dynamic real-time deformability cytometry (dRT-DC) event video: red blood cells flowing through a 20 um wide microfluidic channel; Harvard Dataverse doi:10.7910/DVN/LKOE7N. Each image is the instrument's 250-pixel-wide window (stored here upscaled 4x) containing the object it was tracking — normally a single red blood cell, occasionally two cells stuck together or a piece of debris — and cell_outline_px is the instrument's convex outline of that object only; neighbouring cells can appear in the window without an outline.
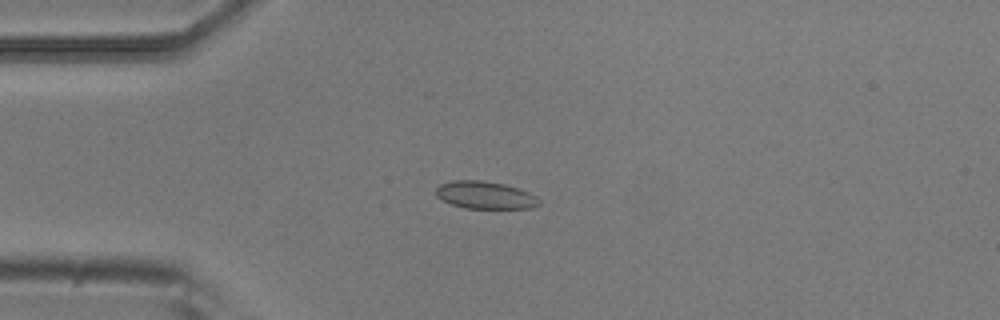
{"species": "common noctule bat (a hibernating species)", "species_latin": "Nyctalus noctula", "temperature_condition": "room temperature", "stored_images_in_passage": 5, "camera_frame_rate_fps": 3000, "um_per_image_px": 0.085, "animal": {"sex": "male", "body_mass_g": 20.5, "forearm_length_mm": 52.5}, "frame": {"image": 1, "passage_image": 3, "time_ms": 0.667, "image_size_px": [1000, 320], "cell_outline_px": [[540, 204], [532, 208], [464, 208], [452, 204], [436, 196], [436, 188], [440, 184], [452, 180], [480, 180], [504, 184], [520, 188], [536, 196], [540, 200]], "centroid_in_image_um": [41.25, 16.58], "position_along_channel_um": 43.7, "area_um2": 16.53}}
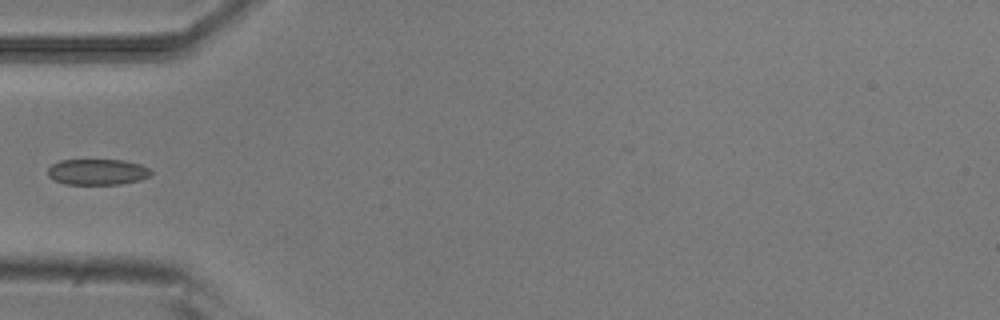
{"frame": {"image": 2, "passage_image": 4, "time_ms": 1.0, "image_size_px": [1000, 320], "cell_outline_px": [[152, 172], [148, 176], [140, 180], [120, 184], [64, 184], [48, 176], [48, 168], [52, 164], [60, 160], [124, 160], [140, 164], [148, 168]], "centroid_in_image_um": [8.27, 14.61], "position_along_channel_um": 76.7, "area_um2": 15.49}}
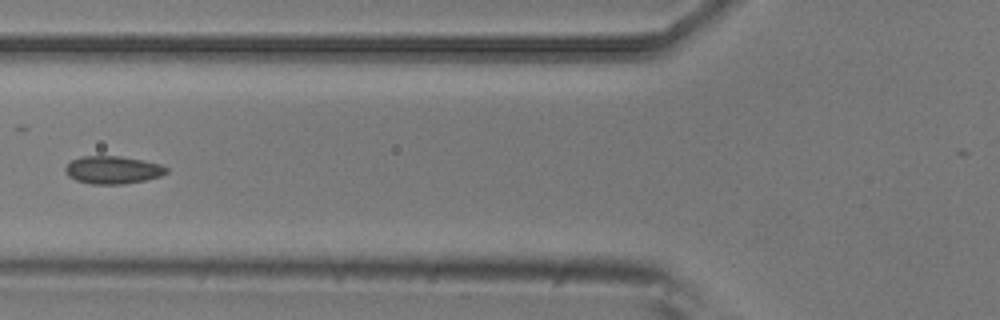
{"frame": {"image": 3, "passage_image": 5, "time_ms": 1.333, "image_size_px": [1000, 320], "cell_outline_px": [[168, 172], [160, 176], [144, 180], [124, 184], [92, 184], [76, 180], [68, 176], [64, 168], [72, 160], [80, 156], [120, 156], [160, 164], [168, 168]], "centroid_in_image_um": [9.57, 14.44], "position_along_channel_um": 116.2, "area_um2": 16.24}}